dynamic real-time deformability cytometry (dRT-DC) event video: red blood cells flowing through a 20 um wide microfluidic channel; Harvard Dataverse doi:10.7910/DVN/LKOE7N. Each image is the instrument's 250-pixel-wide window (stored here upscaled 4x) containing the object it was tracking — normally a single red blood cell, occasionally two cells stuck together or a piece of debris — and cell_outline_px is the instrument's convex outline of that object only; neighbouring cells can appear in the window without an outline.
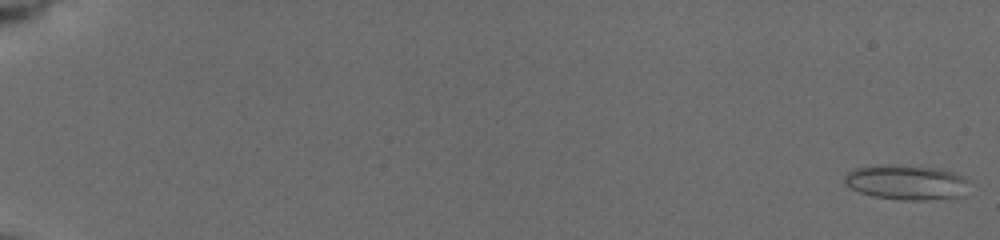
{"species": "common noctule bat (a hibernating species)", "species_latin": "Nyctalus noctula", "temperature_condition": "cold", "stored_images_in_passage": 57, "camera_frame_rate_fps": 3000, "um_per_image_px": 0.085, "animal": {"sex": "female", "body_mass_g": 19.5, "forearm_length_mm": 54.1}, "frame": {"image": 1, "passage_image": 1, "time_ms": 0.0, "image_size_px": [1000, 240], "cell_outline_px": [[968, 180], [964, 196], [920, 200], [904, 200], [872, 196], [860, 192], [844, 184], [844, 176], [848, 172], [856, 168], [880, 164], [940, 168], [964, 176]], "centroid_in_image_um": [77.03, 15.49], "position_along_channel_um": 8.0, "area_um2": 25.26}}
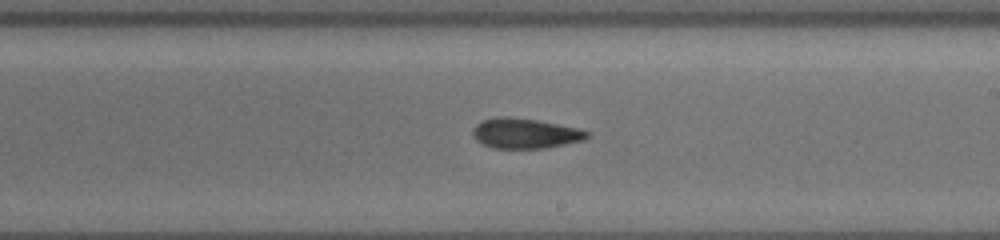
{"frame": {"image": 2, "passage_image": 36, "time_ms": 11.667, "image_size_px": [1000, 240], "cell_outline_px": [[592, 136], [584, 140], [548, 148], [492, 148], [476, 140], [472, 136], [472, 128], [480, 120], [496, 116], [508, 116], [536, 120], [580, 128], [592, 132]], "centroid_in_image_um": [44.66, 11.33], "position_along_channel_um": 244.3, "area_um2": 20.52}}
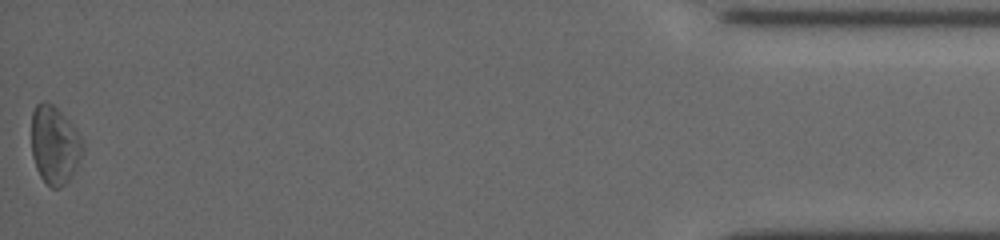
{"frame": {"image": 3, "passage_image": 57, "time_ms": 18.667, "image_size_px": [1000, 240], "cell_outline_px": [[84, 148], [76, 168], [68, 180], [60, 188], [52, 188], [40, 176], [36, 168], [32, 156], [32, 112], [36, 104], [40, 100], [44, 100], [52, 104], [72, 124], [80, 136], [84, 144]], "centroid_in_image_um": [4.63, 12.3], "position_along_channel_um": 430.6, "area_um2": 23.24}, "authors_computed_cell_mechanics": {"area_um2": 20.5768, "velocity_mm_per_s": 3.758, "shape_relaxation_time_tau1_ms": null, "shape_relaxation_time_tau2_ms": 5.6063, "deformation_change_tau1": null, "deformation_change_tau2": 0.149}}